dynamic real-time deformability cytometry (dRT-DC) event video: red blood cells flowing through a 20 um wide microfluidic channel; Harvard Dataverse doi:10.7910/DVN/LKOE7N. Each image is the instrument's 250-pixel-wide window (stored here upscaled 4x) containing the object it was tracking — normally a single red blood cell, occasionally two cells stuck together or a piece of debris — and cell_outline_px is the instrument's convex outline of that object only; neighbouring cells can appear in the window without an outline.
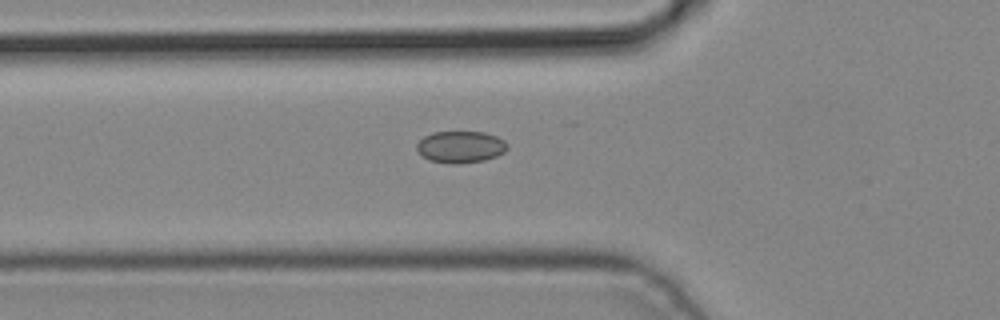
{"species": "common noctule bat (a hibernating species)", "species_latin": "Nyctalus noctula", "temperature_condition": "cold", "stored_images_in_passage": 4, "camera_frame_rate_fps": 3000, "um_per_image_px": 0.085, "animal": {"sex": "male", "body_mass_g": 19.2, "forearm_length_mm": 51.8}, "frame": {"image": 1, "passage_image": 4, "time_ms": 1.0, "image_size_px": [1000, 320], "cell_outline_px": [[508, 148], [504, 152], [496, 156], [484, 160], [456, 164], [452, 164], [428, 160], [416, 148], [416, 144], [424, 136], [432, 132], [484, 132], [496, 136], [504, 140], [508, 144]], "centroid_in_image_um": [39.15, 12.48], "position_along_channel_um": 86.6, "area_um2": 16.76}}